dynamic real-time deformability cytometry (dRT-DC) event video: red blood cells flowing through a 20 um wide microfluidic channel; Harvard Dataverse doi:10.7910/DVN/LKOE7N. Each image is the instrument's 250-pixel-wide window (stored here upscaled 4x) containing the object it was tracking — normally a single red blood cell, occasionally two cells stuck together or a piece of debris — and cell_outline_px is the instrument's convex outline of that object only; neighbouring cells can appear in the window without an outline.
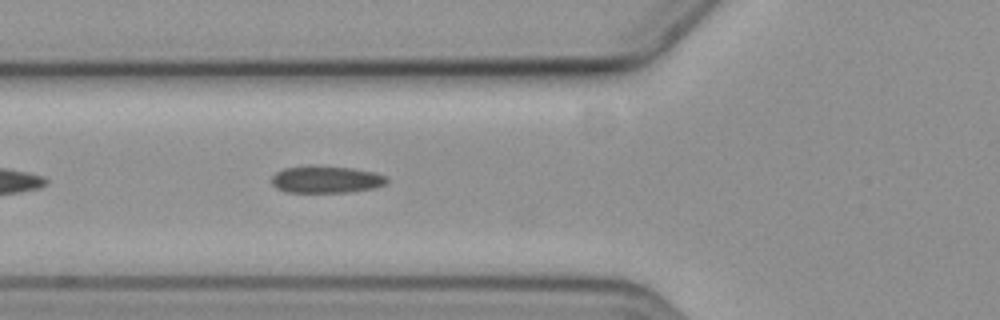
{"species": "common noctule bat (a hibernating species)", "species_latin": "Nyctalus noctula", "temperature_condition": "cold", "stored_images_in_passage": 8, "segment_of_instrument_passage": [1, 2], "camera_frame_rate_fps": 3000, "um_per_image_px": 0.085, "animal": {"sex": "female", "body_mass_g": 19.3, "forearm_length_mm": 54.1}, "frame": {"image": 1, "passage_image": 7, "time_ms": 7.0, "image_size_px": [1000, 320], "cell_outline_px": [[388, 180], [384, 184], [376, 188], [348, 192], [284, 192], [276, 188], [272, 184], [272, 176], [276, 172], [284, 168], [312, 164], [352, 168], [376, 172], [388, 176]], "centroid_in_image_um": [27.72, 15.24], "position_along_channel_um": 98.1, "area_um2": 18.61}}